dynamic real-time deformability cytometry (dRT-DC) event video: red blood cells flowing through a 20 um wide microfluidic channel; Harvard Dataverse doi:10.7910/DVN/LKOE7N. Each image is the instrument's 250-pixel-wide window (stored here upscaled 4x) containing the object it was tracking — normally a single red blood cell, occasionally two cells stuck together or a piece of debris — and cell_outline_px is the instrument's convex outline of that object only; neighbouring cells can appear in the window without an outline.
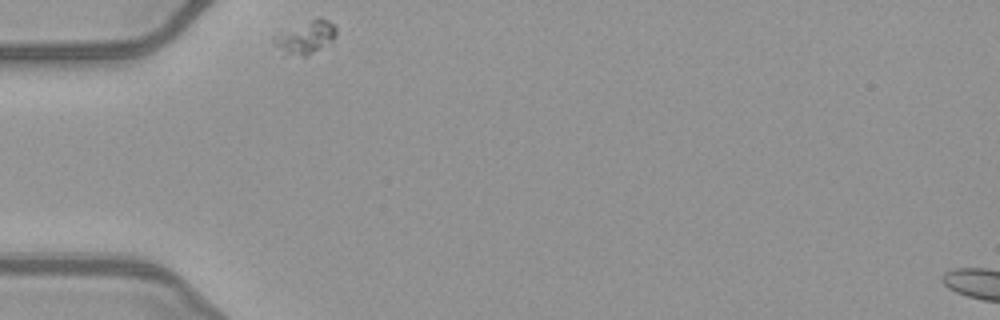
{"species": "common noctule bat (a hibernating species)", "species_latin": "Nyctalus noctula", "temperature_condition": "warm", "stored_images_in_passage": 33, "camera_frame_rate_fps": 3000, "um_per_image_px": 0.085, "animal": {"sex": "female", "body_mass_g": 21.9}, "frame": {"image": 1, "passage_image": 1, "time_ms": 0.0, "image_size_px": [1000, 320], "cell_outline_px": [[336, 36], [332, 40], [304, 56], [284, 56], [272, 44], [272, 36], [320, 16], [328, 20], [336, 28]], "centroid_in_image_um": [25.9, 3.19], "position_along_channel_um": 59.1, "area_um2": 11.79}}
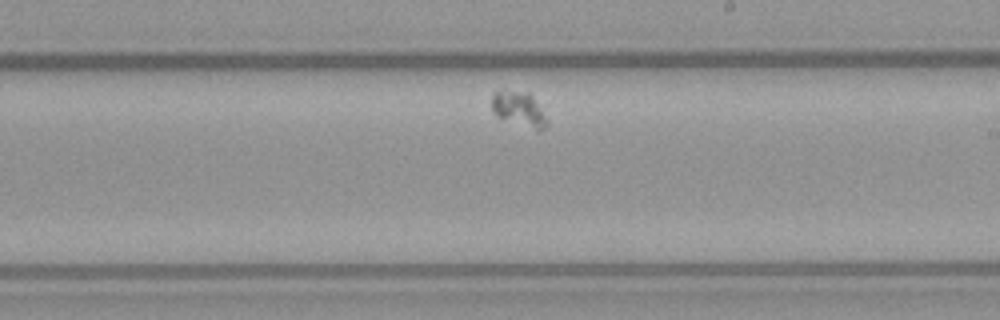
{"frame": {"image": 2, "passage_image": 19, "time_ms": 6.0, "image_size_px": [1000, 320], "cell_outline_px": [[548, 124], [544, 128], [536, 128], [496, 116], [492, 108], [492, 92], [528, 92], [532, 96], [548, 120]], "centroid_in_image_um": [44.1, 9.24], "position_along_channel_um": 244.9, "area_um2": 10.4}}
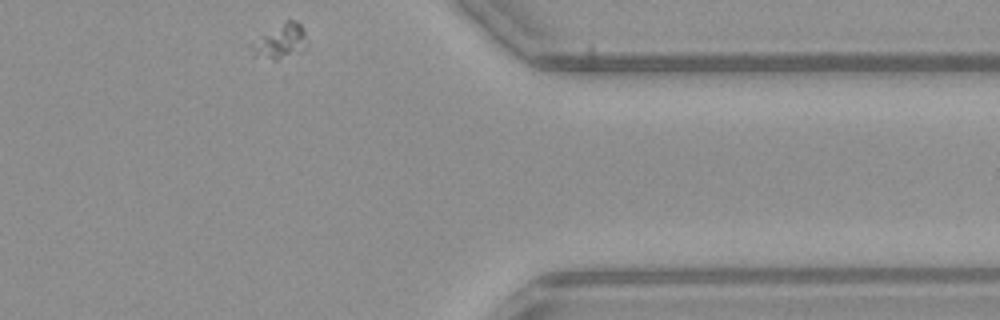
{"frame": {"image": 3, "passage_image": 33, "time_ms": 10.667, "image_size_px": [1000, 320], "cell_outline_px": [[304, 52], [276, 60], [252, 56], [248, 44], [284, 20], [296, 20], [304, 28]], "centroid_in_image_um": [23.77, 3.53], "position_along_channel_um": 387.6, "area_um2": 11.39}}